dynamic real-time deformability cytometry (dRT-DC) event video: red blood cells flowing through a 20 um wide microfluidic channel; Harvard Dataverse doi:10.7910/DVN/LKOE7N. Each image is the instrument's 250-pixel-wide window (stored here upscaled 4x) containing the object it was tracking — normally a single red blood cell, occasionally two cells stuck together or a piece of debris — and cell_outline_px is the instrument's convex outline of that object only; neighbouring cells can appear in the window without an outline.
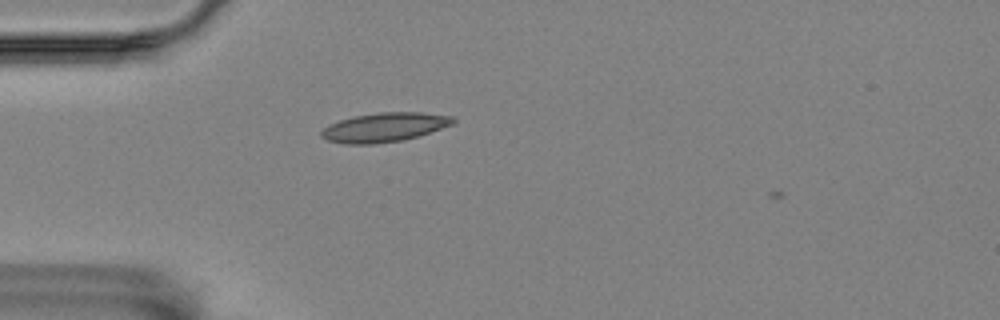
{"species": "Egyptian fruit bat (a non-hibernating species)", "species_latin": "Rousettus aegyptiacus", "temperature_condition": "room temperature", "stored_images_in_passage": 2, "camera_frame_rate_fps": 3000, "um_per_image_px": 0.085, "animal": {"sex": "female"}, "frame": {"image": 1, "passage_image": 2, "time_ms": 0.333, "image_size_px": [1000, 320], "cell_outline_px": [[456, 120], [452, 124], [404, 140], [372, 144], [344, 144], [328, 140], [320, 136], [320, 132], [328, 124], [352, 116], [380, 112], [424, 112], [452, 116]], "centroid_in_image_um": [32.63, 10.81], "position_along_channel_um": 52.4, "area_um2": 22.31}}